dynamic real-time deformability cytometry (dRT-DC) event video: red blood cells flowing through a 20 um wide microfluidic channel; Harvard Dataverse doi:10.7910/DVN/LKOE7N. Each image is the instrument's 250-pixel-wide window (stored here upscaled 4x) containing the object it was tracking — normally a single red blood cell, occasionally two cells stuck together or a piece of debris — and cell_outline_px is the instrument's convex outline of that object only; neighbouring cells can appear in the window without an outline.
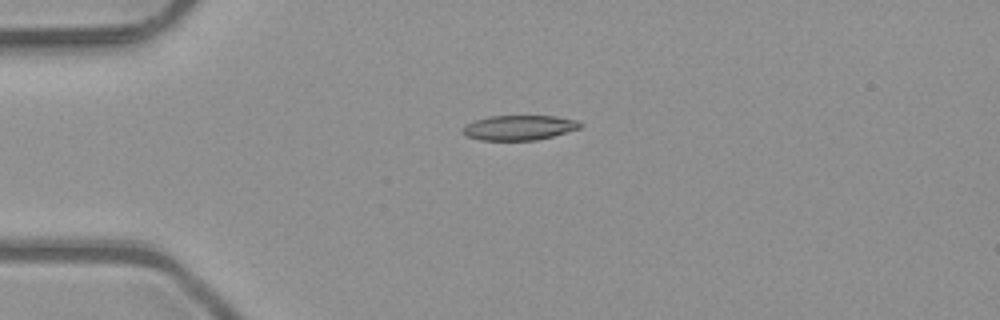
{"species": "common noctule bat (a hibernating species)", "species_latin": "Nyctalus noctula", "temperature_condition": "room temperature", "stored_images_in_passage": 3, "camera_frame_rate_fps": 3000, "um_per_image_px": 0.085, "animal": {"sex": "male", "body_mass_g": 23.1, "forearm_length_mm": 52.7}, "frame": {"image": 1, "passage_image": 1, "time_ms": 0.0, "image_size_px": [1000, 320], "cell_outline_px": [[580, 128], [552, 136], [536, 140], [480, 140], [468, 136], [460, 128], [464, 124], [472, 120], [488, 116], [556, 116], [576, 120], [580, 124]], "centroid_in_image_um": [44.05, 10.84], "position_along_channel_um": 40.9, "area_um2": 16.99}}
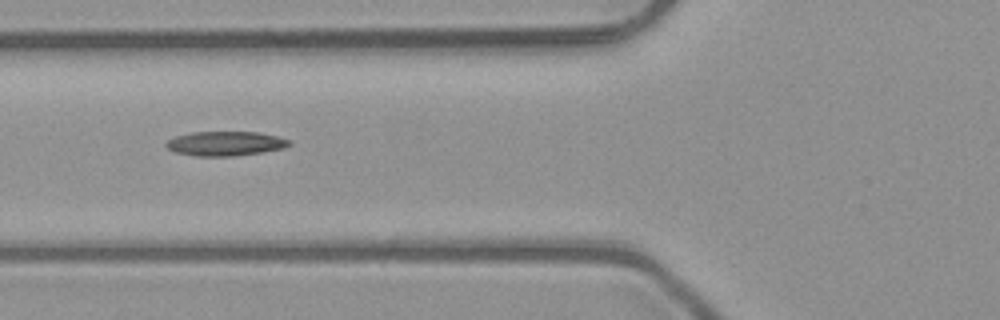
{"frame": {"image": 2, "passage_image": 3, "time_ms": 0.667, "image_size_px": [1000, 320], "cell_outline_px": [[292, 144], [284, 148], [236, 156], [196, 156], [176, 152], [168, 148], [164, 144], [168, 140], [176, 136], [192, 132], [260, 132], [292, 140]], "centroid_in_image_um": [19.18, 12.2], "position_along_channel_um": 106.6, "area_um2": 17.51}}